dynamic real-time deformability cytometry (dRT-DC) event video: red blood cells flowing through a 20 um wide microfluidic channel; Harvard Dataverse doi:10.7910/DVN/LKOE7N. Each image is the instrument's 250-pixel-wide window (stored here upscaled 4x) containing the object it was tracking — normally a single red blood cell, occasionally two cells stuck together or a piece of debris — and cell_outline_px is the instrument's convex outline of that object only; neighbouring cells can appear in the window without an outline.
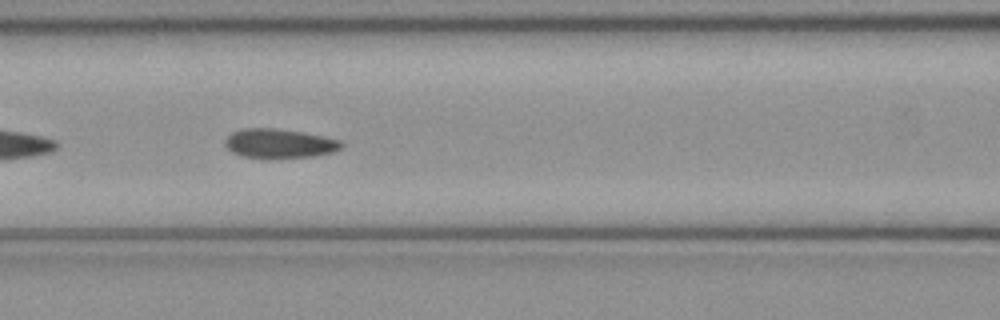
{"species": "common noctule bat (a hibernating species)", "species_latin": "Nyctalus noctula", "temperature_condition": "cold", "stored_images_in_passage": 45, "camera_frame_rate_fps": 3000, "um_per_image_px": 0.085, "animal": {"sex": "female", "body_mass_g": 21.9}, "frame": {"image": 1, "passage_image": 19, "time_ms": 6.0, "image_size_px": [1000, 320], "cell_outline_px": [[344, 144], [340, 148], [332, 152], [312, 156], [268, 160], [240, 156], [232, 152], [224, 144], [224, 140], [232, 132], [244, 128], [276, 128], [304, 132], [324, 136], [340, 140]], "centroid_in_image_um": [23.71, 12.21], "position_along_channel_um": 142.9, "area_um2": 20.35}}
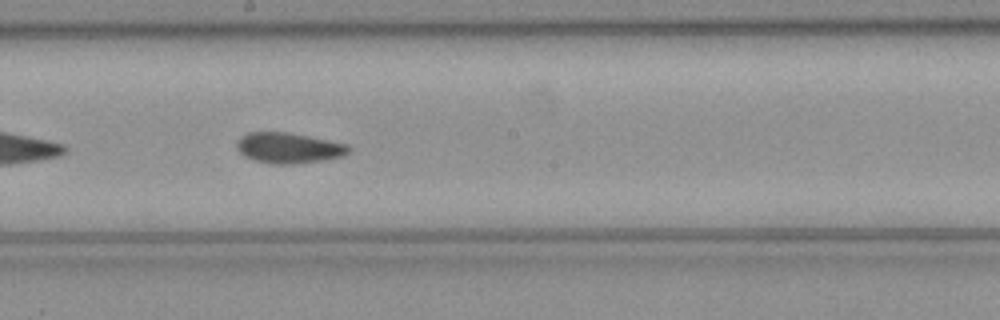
{"frame": {"image": 2, "passage_image": 25, "time_ms": 8.0, "image_size_px": [1000, 320], "cell_outline_px": [[352, 148], [344, 156], [324, 160], [292, 164], [272, 164], [252, 160], [244, 156], [236, 148], [236, 140], [240, 136], [248, 132], [288, 132], [348, 144]], "centroid_in_image_um": [24.51, 12.57], "position_along_channel_um": 223.7, "area_um2": 20.17}}
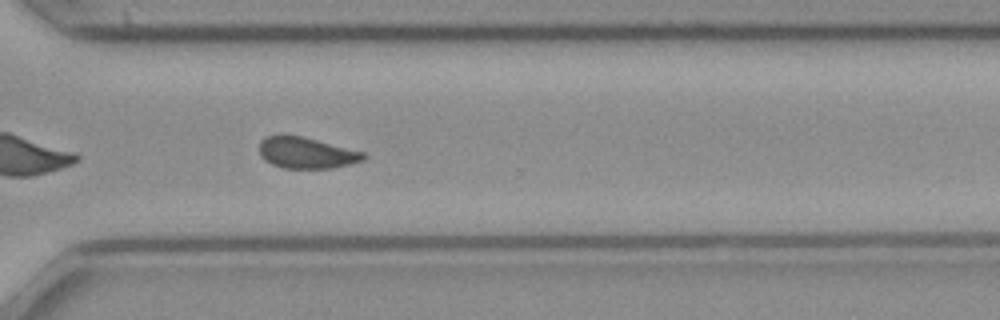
{"frame": {"image": 3, "passage_image": 34, "time_ms": 11.0, "image_size_px": [1000, 320], "cell_outline_px": [[368, 156], [364, 160], [332, 168], [284, 168], [272, 164], [264, 160], [260, 156], [260, 140], [268, 136], [300, 136], [364, 152]], "centroid_in_image_um": [26.05, 13.01], "position_along_channel_um": 344.6, "area_um2": 18.61}, "authors_computed_cell_mechanics": {"area_um2": 20.1722, "velocity_mm_per_s": 4.0457, "shape_relaxation_time_tau1_ms": null, "shape_relaxation_time_tau2_ms": 3.0866, "deformation_change_tau1": null, "deformation_change_tau2": 0.085}}